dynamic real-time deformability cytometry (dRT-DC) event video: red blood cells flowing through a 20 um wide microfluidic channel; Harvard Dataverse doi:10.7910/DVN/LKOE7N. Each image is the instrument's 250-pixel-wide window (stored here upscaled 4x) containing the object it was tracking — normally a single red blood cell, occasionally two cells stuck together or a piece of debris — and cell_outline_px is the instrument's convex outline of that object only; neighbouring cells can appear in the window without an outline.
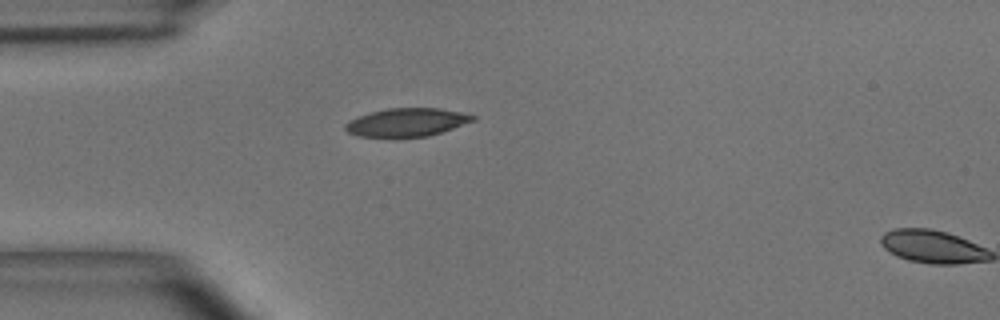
{"species": "common noctule bat (a hibernating species)", "species_latin": "Nyctalus noctula", "temperature_condition": "room temperature", "stored_images_in_passage": 2, "segment_of_instrument_passage": [1, 2], "camera_frame_rate_fps": 3000, "um_per_image_px": 0.085, "animal": {"sex": "male", "body_mass_g": 15.6}, "frame": {"image": 1, "passage_image": 1, "time_ms": 0.0, "image_size_px": [1000, 320], "cell_outline_px": [[476, 120], [428, 136], [360, 136], [348, 132], [344, 128], [344, 124], [348, 120], [372, 112], [388, 108], [440, 108], [460, 112], [476, 116]], "centroid_in_image_um": [34.58, 10.38], "position_along_channel_um": 50.4, "area_um2": 20.58}}